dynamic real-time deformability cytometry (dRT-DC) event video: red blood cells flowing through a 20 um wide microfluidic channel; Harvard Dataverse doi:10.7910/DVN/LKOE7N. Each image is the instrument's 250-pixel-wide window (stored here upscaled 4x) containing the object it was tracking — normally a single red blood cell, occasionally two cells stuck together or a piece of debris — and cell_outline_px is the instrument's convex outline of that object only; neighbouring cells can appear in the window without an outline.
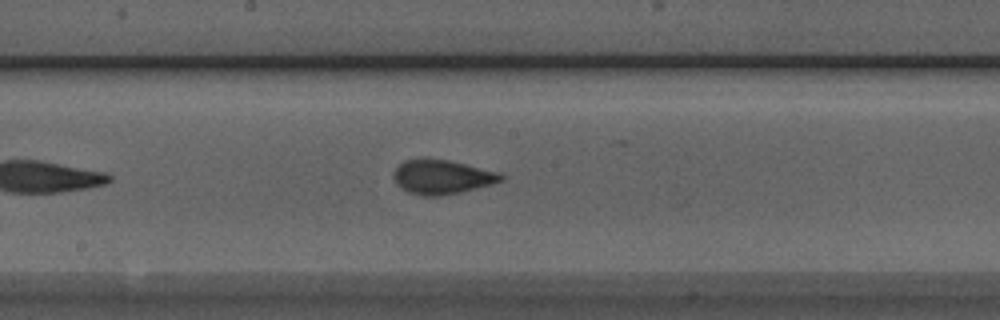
{"species": "Egyptian fruit bat (a non-hibernating species)", "species_latin": "Rousettus aegyptiacus", "temperature_condition": "room temperature", "stored_images_in_passage": 25, "camera_frame_rate_fps": 3000, "um_per_image_px": 0.085, "animal": {"sex": "male"}, "frame": {"image": 1, "passage_image": 15, "time_ms": 4.667, "image_size_px": [1000, 320], "cell_outline_px": [[508, 176], [504, 180], [492, 184], [460, 192], [440, 196], [424, 196], [408, 192], [400, 188], [396, 184], [392, 176], [392, 172], [404, 160], [424, 156], [448, 160], [500, 172]], "centroid_in_image_um": [37.55, 15.01], "position_along_channel_um": 210.6, "area_um2": 22.02}}
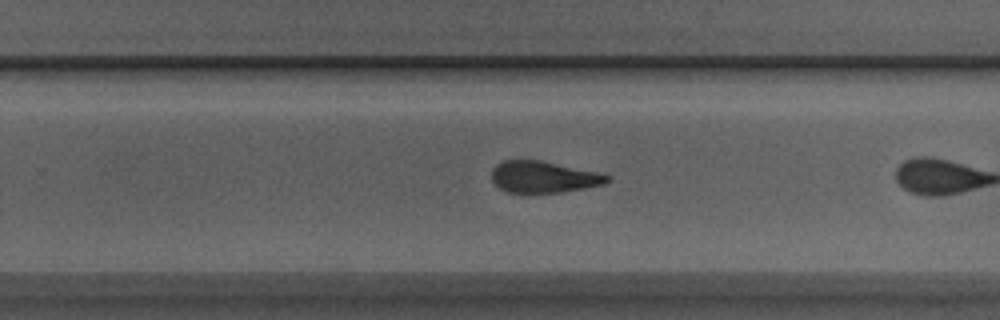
{"frame": {"image": 2, "passage_image": 18, "time_ms": 5.667, "image_size_px": [1000, 320], "cell_outline_px": [[612, 180], [604, 184], [584, 188], [560, 192], [508, 192], [500, 188], [492, 180], [492, 168], [496, 164], [504, 160], [540, 160], [600, 172], [612, 176]], "centroid_in_image_um": [46.25, 15.03], "position_along_channel_um": 283.6, "area_um2": 21.27}}